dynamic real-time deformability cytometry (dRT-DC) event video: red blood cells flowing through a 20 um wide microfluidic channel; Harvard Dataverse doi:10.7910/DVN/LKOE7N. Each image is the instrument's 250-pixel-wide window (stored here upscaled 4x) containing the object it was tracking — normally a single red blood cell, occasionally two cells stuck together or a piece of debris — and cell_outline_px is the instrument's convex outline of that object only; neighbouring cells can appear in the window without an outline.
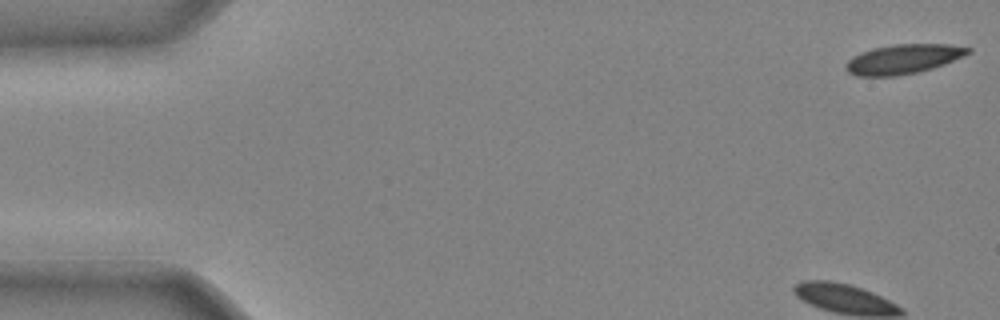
{"species": "common noctule bat (a hibernating species)", "species_latin": "Nyctalus noctula", "temperature_condition": "cold", "stored_images_in_passage": 42, "camera_frame_rate_fps": 3000, "um_per_image_px": 0.085, "animal": {"sex": "male", "body_mass_g": 20.4}, "frame": {"image": 1, "passage_image": 1, "time_ms": 0.0, "image_size_px": [1000, 320], "cell_outline_px": [[972, 52], [944, 64], [932, 68], [916, 72], [896, 76], [856, 76], [848, 72], [844, 68], [844, 64], [852, 56], [860, 52], [872, 48], [896, 44], [948, 44], [972, 48]], "centroid_in_image_um": [76.74, 5.02], "position_along_channel_um": 8.3, "area_um2": 21.1}}
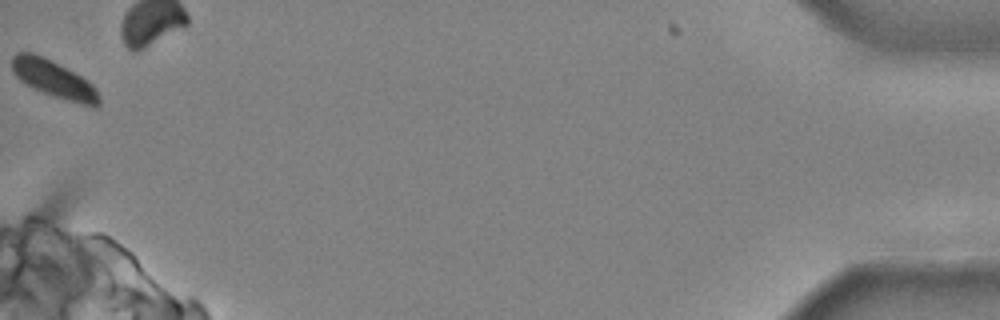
{"frame": {"image": 2, "passage_image": 42, "time_ms": 13.667, "image_size_px": [1000, 320], "cell_outline_px": [[100, 108], [92, 108], [64, 100], [52, 96], [32, 88], [20, 80], [12, 72], [12, 56], [16, 52], [32, 52], [44, 56], [52, 60], [88, 80], [96, 88], [100, 96]], "centroid_in_image_um": [4.62, 6.75], "position_along_channel_um": 430.6, "area_um2": 19.42}}